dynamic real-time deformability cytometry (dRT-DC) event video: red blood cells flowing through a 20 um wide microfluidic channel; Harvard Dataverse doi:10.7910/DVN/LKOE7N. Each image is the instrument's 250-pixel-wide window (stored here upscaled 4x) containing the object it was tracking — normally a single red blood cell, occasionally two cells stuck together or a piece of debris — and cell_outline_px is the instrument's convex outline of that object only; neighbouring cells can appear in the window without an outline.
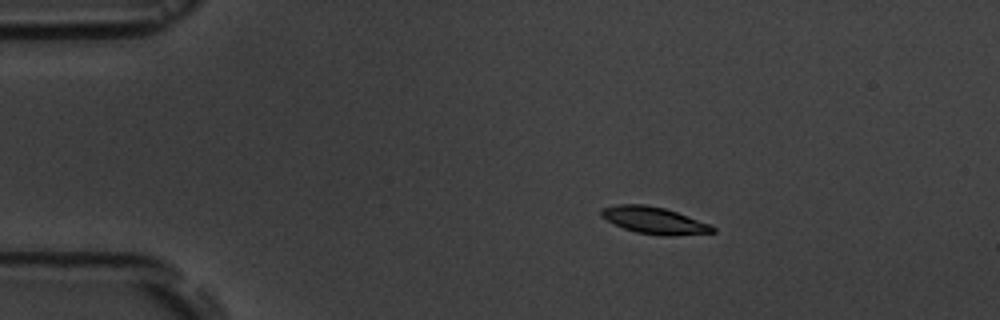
{"species": "common noctule bat (a hibernating species)", "species_latin": "Nyctalus noctula", "temperature_condition": "room temperature", "stored_images_in_passage": 3, "camera_frame_rate_fps": 3000, "um_per_image_px": 0.085, "animal": {"sex": "male", "body_mass_g": 19.5, "forearm_length_mm": 54.6}, "frame": {"image": 1, "passage_image": 1, "time_ms": 0.0, "image_size_px": [1000, 320], "cell_outline_px": [[716, 232], [668, 236], [660, 236], [636, 232], [624, 228], [600, 216], [600, 208], [616, 204], [644, 204], [664, 208], [688, 216], [708, 224], [716, 228]], "centroid_in_image_um": [55.58, 18.73], "position_along_channel_um": 29.4, "area_um2": 17.34}}
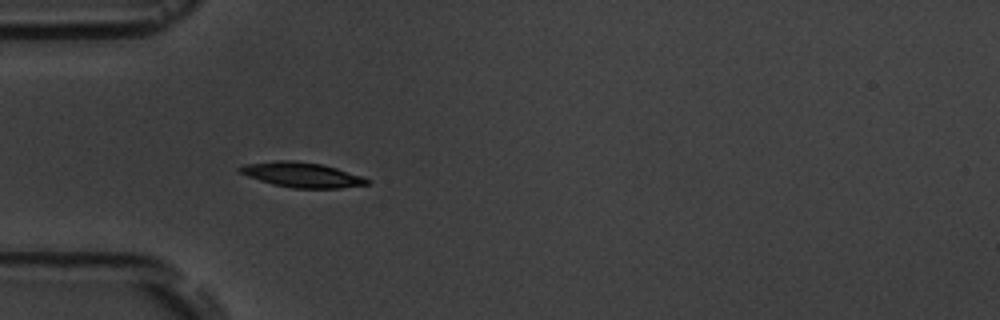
{"frame": {"image": 2, "passage_image": 3, "time_ms": 2.333, "image_size_px": [1000, 320], "cell_outline_px": [[372, 180], [368, 184], [340, 188], [292, 188], [272, 184], [236, 172], [236, 168], [244, 164], [276, 160], [292, 160], [320, 164], [336, 168], [364, 176]], "centroid_in_image_um": [25.64, 14.85], "position_along_channel_um": 59.4, "area_um2": 18.67}}